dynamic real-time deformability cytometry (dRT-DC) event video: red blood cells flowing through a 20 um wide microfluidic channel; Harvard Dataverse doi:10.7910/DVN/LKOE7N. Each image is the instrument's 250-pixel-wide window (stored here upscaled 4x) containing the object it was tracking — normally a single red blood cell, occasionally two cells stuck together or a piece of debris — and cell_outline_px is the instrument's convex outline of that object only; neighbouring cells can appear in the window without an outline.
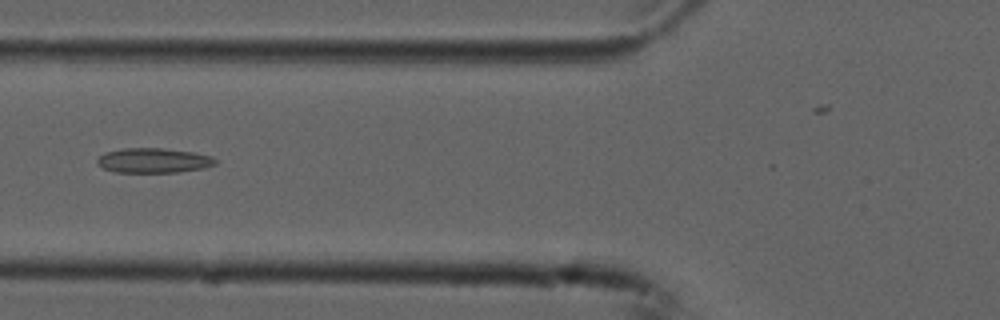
{"species": "common noctule bat (a hibernating species)", "species_latin": "Nyctalus noctula", "temperature_condition": "cold", "stored_images_in_passage": 7, "camera_frame_rate_fps": 3000, "um_per_image_px": 0.085, "animal": {"sex": "male", "forearm_length_mm": 52.5}, "frame": {"image": 1, "passage_image": 7, "time_ms": 2.0, "image_size_px": [1000, 320], "cell_outline_px": [[216, 164], [204, 168], [180, 172], [116, 172], [104, 168], [96, 164], [96, 160], [104, 152], [124, 148], [164, 148], [192, 152], [212, 156], [216, 160]], "centroid_in_image_um": [13.04, 13.64], "position_along_channel_um": 112.8, "area_um2": 17.11}}